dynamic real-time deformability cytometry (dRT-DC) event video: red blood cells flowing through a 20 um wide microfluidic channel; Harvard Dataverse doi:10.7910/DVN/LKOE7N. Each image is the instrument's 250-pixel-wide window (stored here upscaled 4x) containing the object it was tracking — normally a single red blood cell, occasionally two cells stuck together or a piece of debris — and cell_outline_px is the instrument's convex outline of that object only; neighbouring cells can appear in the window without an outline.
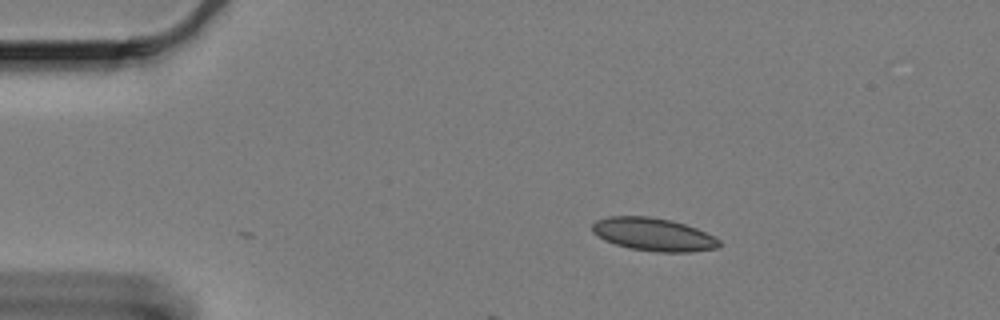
{"species": "Egyptian fruit bat (a non-hibernating species)", "species_latin": "Rousettus aegyptiacus", "temperature_condition": "cold", "stored_images_in_passage": 3, "camera_frame_rate_fps": 3000, "um_per_image_px": 0.085, "animal": {"sex": "female"}, "frame": {"image": 1, "passage_image": 3, "time_ms": 0.667, "image_size_px": [1000, 320], "cell_outline_px": [[720, 244], [716, 248], [692, 252], [656, 252], [628, 248], [604, 240], [592, 232], [592, 224], [596, 220], [608, 216], [648, 216], [672, 220], [696, 228], [720, 240]], "centroid_in_image_um": [55.51, 19.92], "position_along_channel_um": 29.5, "area_um2": 24.39}}